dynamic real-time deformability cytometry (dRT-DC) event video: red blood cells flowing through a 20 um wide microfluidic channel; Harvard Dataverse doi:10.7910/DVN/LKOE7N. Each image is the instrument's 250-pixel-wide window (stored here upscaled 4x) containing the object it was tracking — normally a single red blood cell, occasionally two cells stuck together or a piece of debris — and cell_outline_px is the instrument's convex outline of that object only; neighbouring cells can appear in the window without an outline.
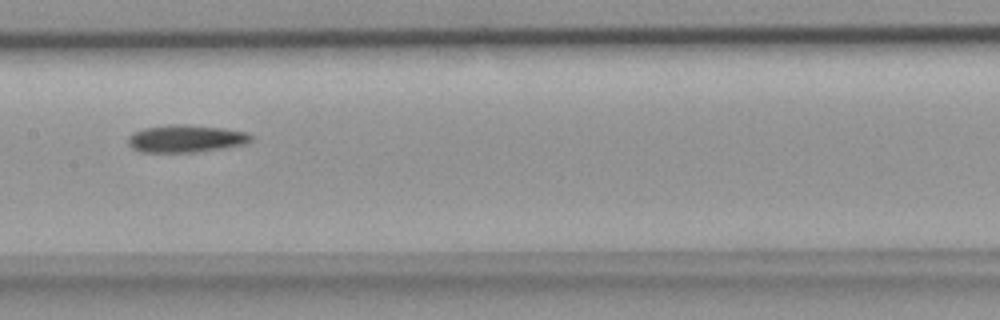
{"species": "common noctule bat (a hibernating species)", "species_latin": "Nyctalus noctula", "temperature_condition": "room temperature", "stored_images_in_passage": 7, "camera_frame_rate_fps": 3000, "um_per_image_px": 0.085, "animal": {"sex": "female", "body_mass_g": 18.4}, "frame": {"image": 1, "passage_image": 7, "time_ms": 2.0, "image_size_px": [1000, 320], "cell_outline_px": [[252, 140], [248, 144], [224, 148], [192, 152], [140, 152], [132, 148], [128, 144], [128, 136], [132, 132], [144, 128], [180, 124], [184, 124], [224, 128], [244, 132], [252, 136]], "centroid_in_image_um": [15.79, 11.79], "position_along_channel_um": 191.6, "area_um2": 19.65}}